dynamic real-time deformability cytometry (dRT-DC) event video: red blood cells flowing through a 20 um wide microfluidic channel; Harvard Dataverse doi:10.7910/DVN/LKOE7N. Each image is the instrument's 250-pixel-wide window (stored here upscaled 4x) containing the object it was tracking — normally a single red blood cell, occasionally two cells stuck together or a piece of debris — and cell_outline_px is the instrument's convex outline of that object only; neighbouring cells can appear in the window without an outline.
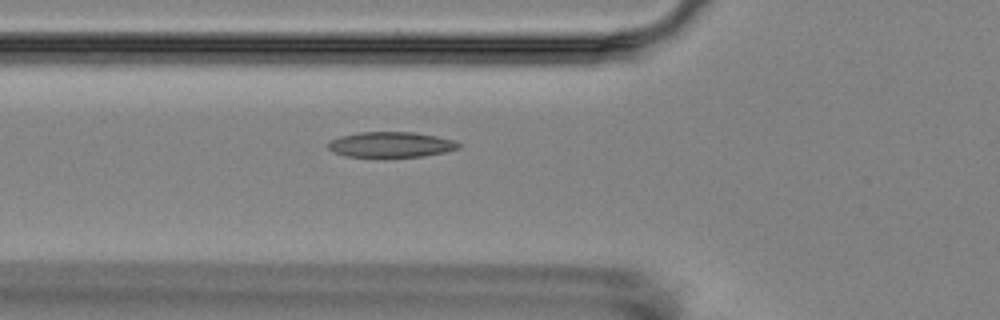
{"species": "Egyptian fruit bat (a non-hibernating species)", "species_latin": "Rousettus aegyptiacus", "temperature_condition": "room temperature", "stored_images_in_passage": 2, "camera_frame_rate_fps": 3000, "um_per_image_px": 0.085, "animal": {"sex": "female"}, "frame": {"image": 1, "passage_image": 2, "time_ms": 1.0, "image_size_px": [1000, 320], "cell_outline_px": [[460, 148], [444, 152], [424, 156], [344, 156], [332, 152], [324, 144], [340, 136], [360, 132], [412, 132], [436, 136], [452, 140], [460, 144]], "centroid_in_image_um": [33.18, 12.28], "position_along_channel_um": 92.6, "area_um2": 19.13}}